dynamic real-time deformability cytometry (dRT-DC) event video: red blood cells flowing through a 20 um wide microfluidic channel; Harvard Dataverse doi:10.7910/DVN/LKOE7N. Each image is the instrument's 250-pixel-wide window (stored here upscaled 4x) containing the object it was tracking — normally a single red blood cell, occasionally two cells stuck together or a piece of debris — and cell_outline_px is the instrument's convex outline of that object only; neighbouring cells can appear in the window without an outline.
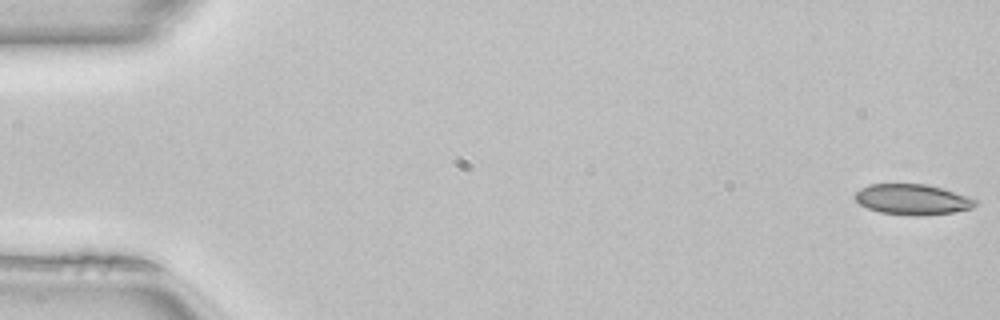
{"species": "common noctule bat (a hibernating species)", "species_latin": "Nyctalus noctula", "temperature_condition": "room temperature", "stored_images_in_passage": 50, "camera_frame_rate_fps": 3000, "um_per_image_px": 0.085, "animal": {"sex": "female", "body_mass_g": 22.7, "forearm_length_mm": 54.2}, "frame": {"image": 1, "passage_image": 1, "time_ms": 0.0, "image_size_px": [1000, 320], "cell_outline_px": [[980, 204], [972, 208], [952, 212], [920, 216], [912, 216], [880, 212], [868, 208], [860, 204], [852, 196], [860, 188], [868, 184], [924, 184], [940, 188], [968, 196], [976, 200]], "centroid_in_image_um": [77.54, 16.96], "position_along_channel_um": 7.5, "area_um2": 21.44}}
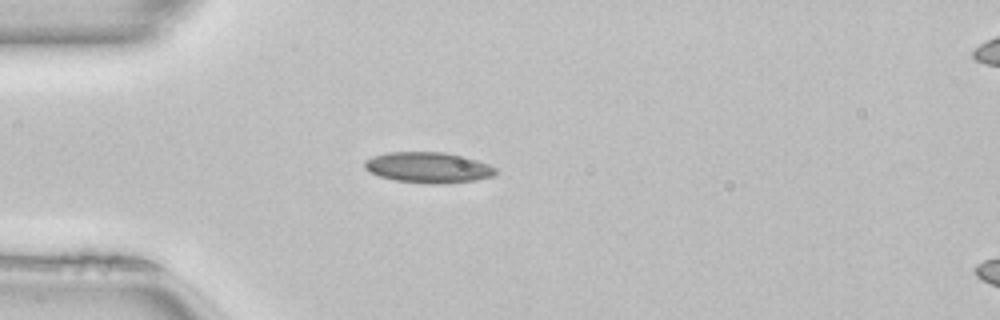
{"frame": {"image": 2, "passage_image": 14, "time_ms": 4.333, "image_size_px": [1000, 320], "cell_outline_px": [[496, 172], [492, 176], [476, 180], [444, 184], [432, 184], [396, 180], [380, 176], [364, 168], [364, 160], [372, 156], [388, 152], [444, 152], [468, 156], [488, 164], [496, 168]], "centroid_in_image_um": [36.43, 14.22], "position_along_channel_um": 48.6, "area_um2": 23.58}}
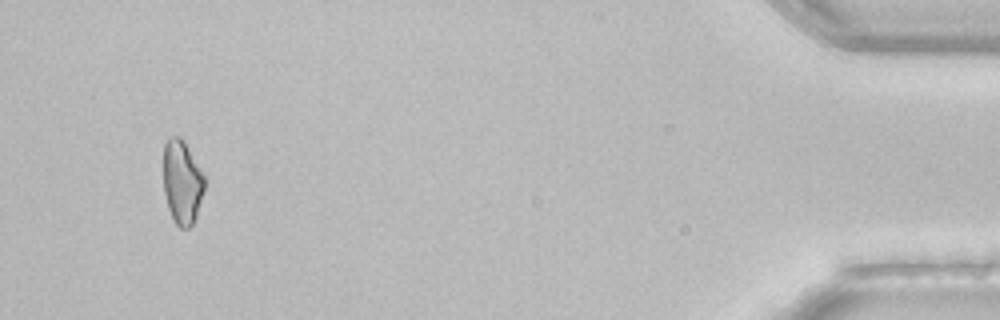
{"frame": {"image": 3, "passage_image": 48, "time_ms": 15.667, "image_size_px": [1000, 320], "cell_outline_px": [[204, 188], [196, 216], [192, 224], [188, 228], [180, 228], [176, 224], [168, 208], [164, 192], [164, 144], [172, 136], [180, 136], [184, 140], [204, 176]], "centroid_in_image_um": [15.47, 15.47], "position_along_channel_um": 419.7, "area_um2": 19.77}, "authors_computed_cell_mechanics": {"area_um2": 21.5594, "velocity_mm_per_s": 4.0881, "shape_relaxation_time_tau1_ms": null, "shape_relaxation_time_tau2_ms": 9.3444, "deformation_change_tau1": null, "deformation_change_tau2": 0.1878}}